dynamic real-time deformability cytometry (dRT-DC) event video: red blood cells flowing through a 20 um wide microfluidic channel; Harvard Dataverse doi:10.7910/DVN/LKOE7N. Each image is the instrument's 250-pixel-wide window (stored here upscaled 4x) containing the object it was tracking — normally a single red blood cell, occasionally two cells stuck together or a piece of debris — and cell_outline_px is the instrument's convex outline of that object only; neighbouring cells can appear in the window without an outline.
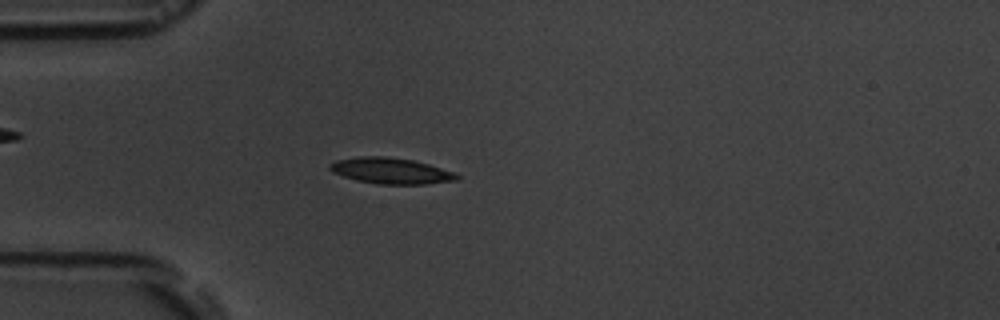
{"species": "common noctule bat (a hibernating species)", "species_latin": "Nyctalus noctula", "temperature_condition": "room temperature", "stored_images_in_passage": 5, "camera_frame_rate_fps": 3000, "um_per_image_px": 0.085, "animal": {"sex": "male", "body_mass_g": 19.5, "forearm_length_mm": 54.6}, "frame": {"image": 1, "passage_image": 5, "time_ms": 4.667, "image_size_px": [1000, 320], "cell_outline_px": [[460, 176], [456, 180], [424, 184], [380, 184], [356, 180], [332, 172], [328, 168], [328, 164], [336, 160], [360, 156], [384, 156], [412, 160], [428, 164], [456, 172]], "centroid_in_image_um": [33.21, 14.51], "position_along_channel_um": 51.8, "area_um2": 19.19}}